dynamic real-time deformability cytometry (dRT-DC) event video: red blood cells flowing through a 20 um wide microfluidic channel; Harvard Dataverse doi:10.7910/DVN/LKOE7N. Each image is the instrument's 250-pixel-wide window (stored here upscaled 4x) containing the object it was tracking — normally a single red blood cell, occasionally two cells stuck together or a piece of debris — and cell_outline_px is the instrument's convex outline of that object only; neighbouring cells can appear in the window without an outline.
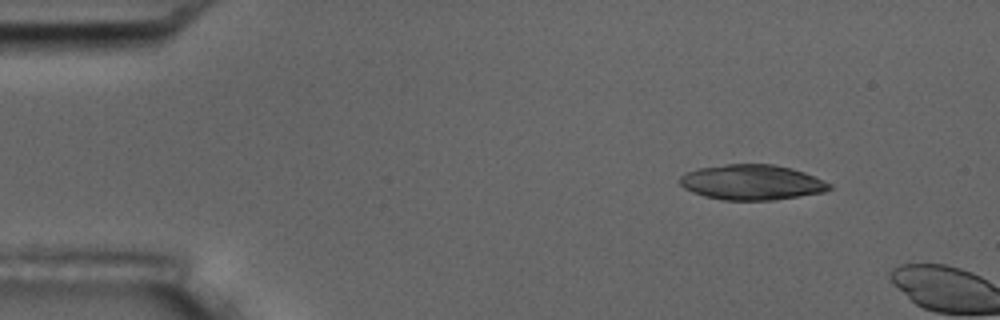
{"species": "common noctule bat (a hibernating species)", "species_latin": "Nyctalus noctula", "temperature_condition": "room temperature", "stored_images_in_passage": 2, "camera_frame_rate_fps": 3000, "um_per_image_px": 0.085, "animal": {"sex": "male", "body_mass_g": 17.5, "forearm_length_mm": 52.3}, "frame": {"image": 1, "passage_image": 1, "time_ms": 0.0, "image_size_px": [1000, 320], "cell_outline_px": [[832, 188], [824, 192], [772, 200], [720, 200], [704, 196], [692, 192], [684, 188], [680, 184], [680, 176], [684, 172], [696, 168], [724, 164], [772, 164], [792, 168], [804, 172], [832, 184]], "centroid_in_image_um": [63.87, 15.49], "position_along_channel_um": 21.1, "area_um2": 30.87}}